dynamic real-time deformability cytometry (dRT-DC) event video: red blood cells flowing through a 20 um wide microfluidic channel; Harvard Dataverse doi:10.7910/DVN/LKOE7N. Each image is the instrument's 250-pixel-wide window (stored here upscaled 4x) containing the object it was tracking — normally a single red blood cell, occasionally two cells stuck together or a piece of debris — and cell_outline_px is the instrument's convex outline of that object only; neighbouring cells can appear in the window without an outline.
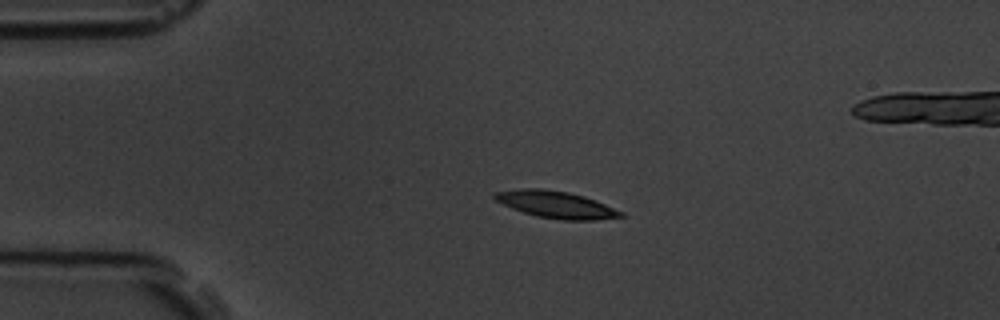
{"species": "common noctule bat (a hibernating species)", "species_latin": "Nyctalus noctula", "temperature_condition": "room temperature", "stored_images_in_passage": 5, "camera_frame_rate_fps": 3000, "um_per_image_px": 0.085, "animal": {"sex": "male", "body_mass_g": 19.5, "forearm_length_mm": 54.6}, "frame": {"image": 1, "passage_image": 3, "time_ms": 2.0, "image_size_px": [1000, 320], "cell_outline_px": [[624, 216], [596, 220], [564, 220], [536, 216], [512, 208], [496, 200], [492, 196], [492, 192], [520, 188], [544, 188], [568, 192], [584, 196], [624, 212]], "centroid_in_image_um": [47.24, 17.38], "position_along_channel_um": 37.8, "area_um2": 19.77}}